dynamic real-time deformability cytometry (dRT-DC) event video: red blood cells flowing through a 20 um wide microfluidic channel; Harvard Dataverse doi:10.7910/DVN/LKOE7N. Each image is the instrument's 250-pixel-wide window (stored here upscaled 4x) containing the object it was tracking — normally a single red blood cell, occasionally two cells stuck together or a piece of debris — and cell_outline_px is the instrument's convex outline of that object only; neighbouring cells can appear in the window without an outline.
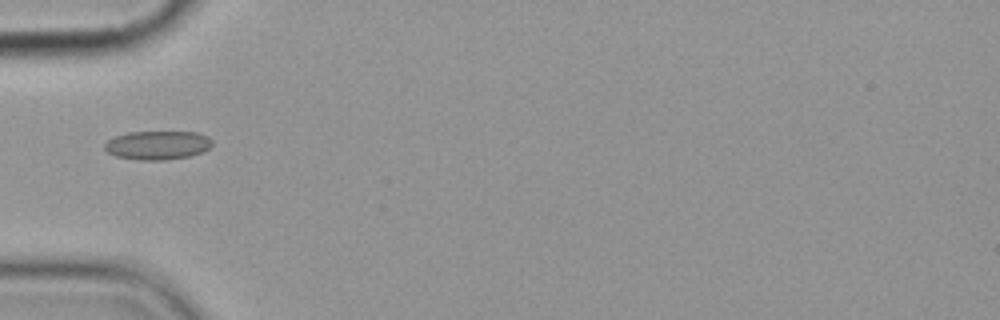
{"species": "common noctule bat (a hibernating species)", "species_latin": "Nyctalus noctula", "temperature_condition": "cold", "stored_images_in_passage": 15, "camera_frame_rate_fps": 3000, "um_per_image_px": 0.085, "animal": {"sex": "female", "body_mass_g": 19.9}, "frame": {"image": 1, "passage_image": 5, "time_ms": 5.667, "image_size_px": [1000, 320], "cell_outline_px": [[212, 144], [204, 152], [188, 156], [164, 160], [140, 160], [116, 156], [108, 152], [104, 148], [104, 144], [108, 140], [116, 136], [128, 132], [196, 132], [208, 136], [212, 140]], "centroid_in_image_um": [13.4, 12.34], "position_along_channel_um": 71.6, "area_um2": 17.98}}
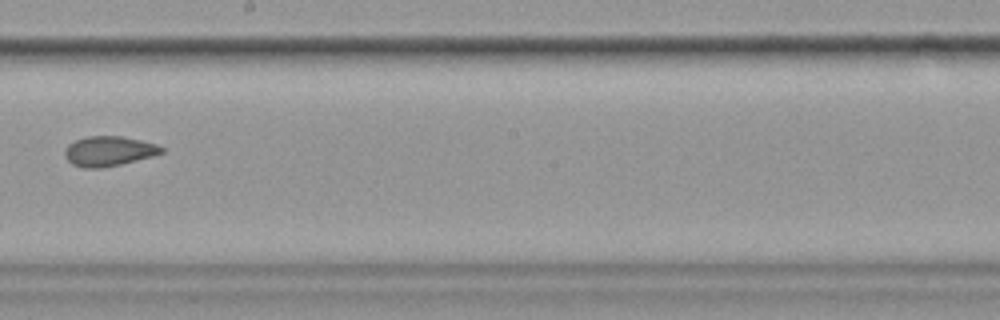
{"frame": {"image": 2, "passage_image": 9, "time_ms": 10.333, "image_size_px": [1000, 320], "cell_outline_px": [[164, 152], [152, 156], [120, 164], [100, 168], [84, 168], [72, 164], [64, 156], [64, 148], [68, 144], [76, 140], [88, 136], [120, 136], [140, 140], [156, 144], [164, 148]], "centroid_in_image_um": [9.22, 12.84], "position_along_channel_um": 239.0, "area_um2": 16.76}}
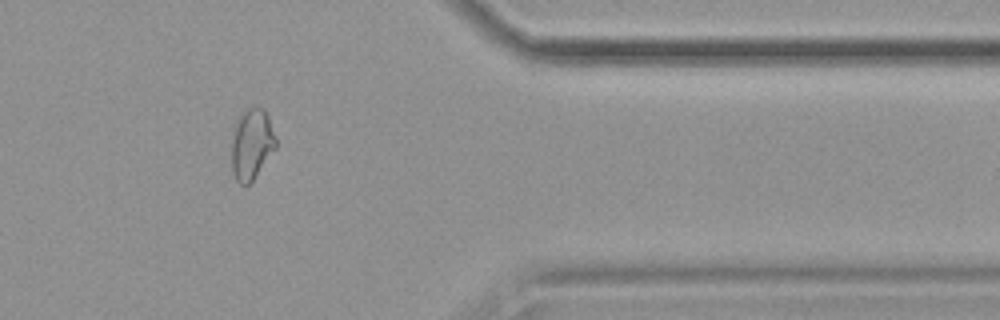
{"frame": {"image": 3, "passage_image": 13, "time_ms": 15.0, "image_size_px": [1000, 320], "cell_outline_px": [[276, 148], [252, 180], [248, 184], [240, 184], [236, 180], [232, 172], [232, 140], [236, 120], [240, 112], [256, 104], [264, 108], [268, 116], [276, 136]], "centroid_in_image_um": [21.39, 12.18], "position_along_channel_um": 390.0, "area_um2": 18.44}, "authors_computed_cell_mechanics": {"area_um2": 17.9758, "velocity_mm_per_s": 3.5959, "shape_relaxation_time_tau1_ms": 3.5688, "shape_relaxation_time_tau2_ms": 2.3409, "deformation_change_tau1": 0.1075, "deformation_change_tau2": 0.0762}}